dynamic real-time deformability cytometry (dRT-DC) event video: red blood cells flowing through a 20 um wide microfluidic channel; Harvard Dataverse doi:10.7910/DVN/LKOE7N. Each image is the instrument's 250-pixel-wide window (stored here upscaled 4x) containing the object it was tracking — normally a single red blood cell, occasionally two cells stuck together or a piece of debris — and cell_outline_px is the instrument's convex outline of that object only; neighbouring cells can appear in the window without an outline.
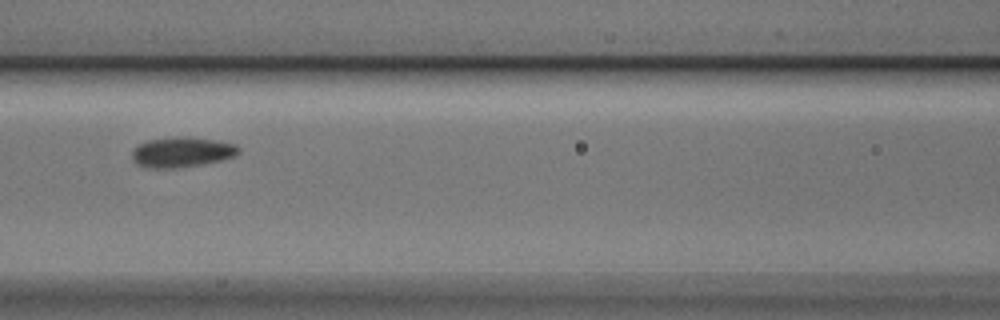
{"species": "Egyptian fruit bat (a non-hibernating species)", "species_latin": "Rousettus aegyptiacus", "temperature_condition": "cold", "stored_images_in_passage": 11, "camera_frame_rate_fps": 3000, "um_per_image_px": 0.085, "animal": {"sex": "male"}, "frame": {"image": 1, "passage_image": 4, "time_ms": 1.0, "image_size_px": [1000, 320], "cell_outline_px": [[240, 152], [236, 156], [220, 160], [200, 164], [176, 168], [148, 168], [136, 164], [132, 160], [132, 152], [136, 144], [148, 140], [172, 136], [184, 136], [216, 140], [236, 144], [240, 148]], "centroid_in_image_um": [15.43, 12.92], "position_along_channel_um": 151.2, "area_um2": 19.02}}
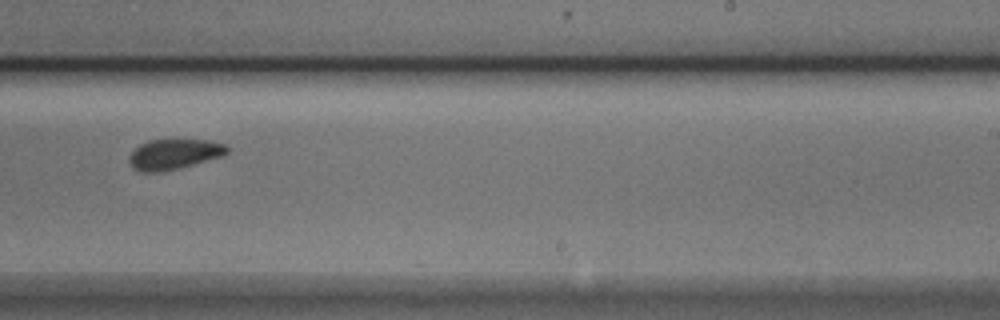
{"frame": {"image": 2, "passage_image": 7, "time_ms": 2.0, "image_size_px": [1000, 320], "cell_outline_px": [[232, 148], [228, 152], [220, 156], [180, 168], [160, 172], [140, 172], [132, 168], [128, 160], [128, 156], [140, 144], [148, 140], [208, 140], [224, 144]], "centroid_in_image_um": [14.76, 13.11], "position_along_channel_um": 274.2, "area_um2": 17.28}}
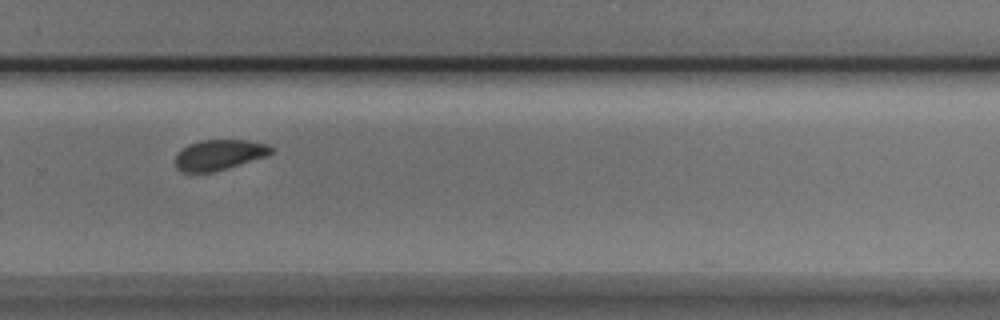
{"frame": {"image": 3, "passage_image": 8, "time_ms": 2.333, "image_size_px": [1000, 320], "cell_outline_px": [[272, 152], [268, 156], [212, 172], [184, 172], [176, 168], [176, 152], [188, 144], [200, 140], [248, 140], [268, 144], [272, 148]], "centroid_in_image_um": [18.62, 13.15], "position_along_channel_um": 311.2, "area_um2": 16.99}}